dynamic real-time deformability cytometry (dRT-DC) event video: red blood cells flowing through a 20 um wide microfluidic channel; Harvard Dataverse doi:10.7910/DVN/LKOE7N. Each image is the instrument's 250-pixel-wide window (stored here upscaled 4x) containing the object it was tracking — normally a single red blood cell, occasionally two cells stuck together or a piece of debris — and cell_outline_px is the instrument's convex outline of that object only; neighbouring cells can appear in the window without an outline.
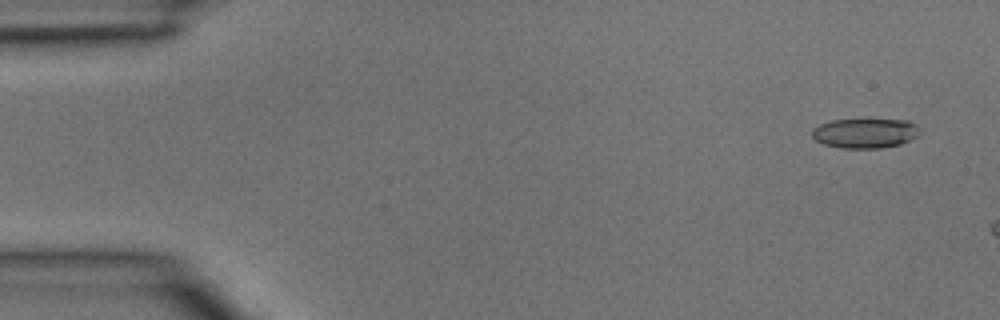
{"species": "common noctule bat (a hibernating species)", "species_latin": "Nyctalus noctula", "temperature_condition": "room temperature", "stored_images_in_passage": 2, "camera_frame_rate_fps": 3000, "um_per_image_px": 0.085, "animal": {"sex": "male", "body_mass_g": 15.6}, "frame": {"image": 1, "passage_image": 1, "time_ms": 0.0, "image_size_px": [1000, 320], "cell_outline_px": [[916, 136], [900, 144], [880, 148], [840, 148], [824, 144], [816, 140], [812, 136], [812, 128], [820, 124], [832, 120], [908, 120], [916, 124]], "centroid_in_image_um": [73.47, 11.32], "position_along_channel_um": 11.5, "area_um2": 18.32}}